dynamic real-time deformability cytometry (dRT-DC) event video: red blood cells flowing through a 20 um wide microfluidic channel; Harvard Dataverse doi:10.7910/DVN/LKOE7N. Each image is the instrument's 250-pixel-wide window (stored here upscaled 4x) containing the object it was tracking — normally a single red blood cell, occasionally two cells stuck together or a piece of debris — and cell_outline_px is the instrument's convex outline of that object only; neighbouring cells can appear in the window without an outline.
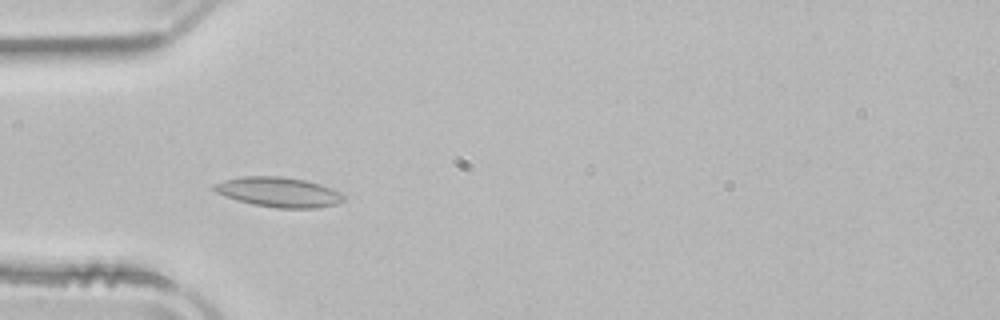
{"species": "common noctule bat (a hibernating species)", "species_latin": "Nyctalus noctula", "temperature_condition": "room temperature", "stored_images_in_passage": 40, "camera_frame_rate_fps": 3000, "um_per_image_px": 0.085, "animal": {"sex": "male", "body_mass_g": 21.5, "forearm_length_mm": 52.0}, "frame": {"image": 1, "passage_image": 4, "time_ms": 1.0, "image_size_px": [1000, 320], "cell_outline_px": [[344, 200], [336, 204], [316, 208], [276, 208], [252, 204], [236, 200], [224, 196], [216, 192], [212, 188], [212, 184], [224, 180], [244, 176], [280, 176], [304, 180], [320, 184], [340, 192], [344, 196]], "centroid_in_image_um": [23.65, 16.33], "position_along_channel_um": 61.3, "area_um2": 22.54}}
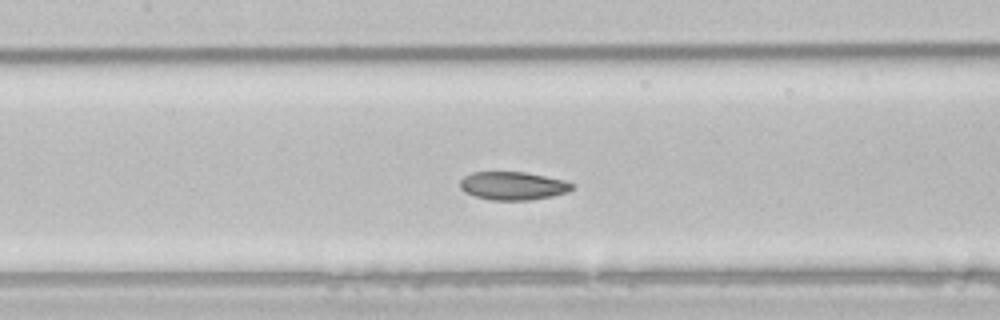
{"frame": {"image": 2, "passage_image": 12, "time_ms": 3.667, "image_size_px": [1000, 320], "cell_outline_px": [[576, 188], [568, 192], [552, 196], [532, 200], [492, 200], [476, 196], [464, 192], [460, 188], [460, 180], [464, 176], [472, 172], [524, 172], [564, 180], [576, 184]], "centroid_in_image_um": [43.63, 15.79], "position_along_channel_um": 163.8, "area_um2": 18.55}}
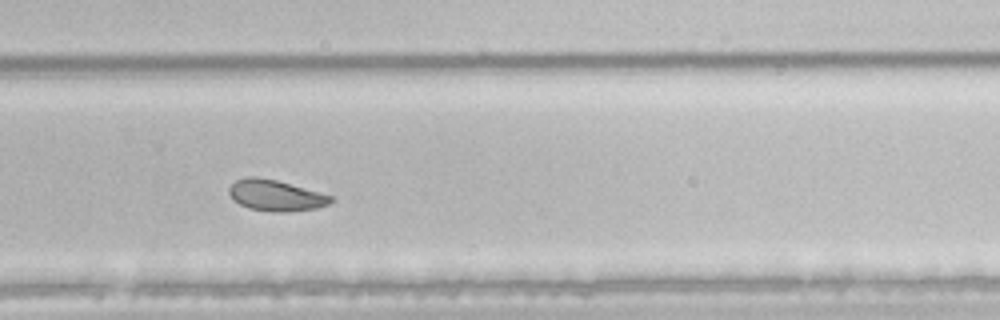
{"frame": {"image": 3, "passage_image": 23, "time_ms": 7.333, "image_size_px": [1000, 320], "cell_outline_px": [[332, 200], [328, 204], [316, 208], [288, 212], [272, 212], [248, 208], [232, 200], [228, 192], [228, 188], [236, 180], [244, 176], [256, 176], [276, 180], [332, 196]], "centroid_in_image_um": [23.36, 16.61], "position_along_channel_um": 306.4, "area_um2": 18.38}, "authors_computed_cell_mechanics": {"area_um2": 19.8254, "velocity_mm_per_s": 3.9031, "shape_relaxation_time_tau1_ms": 5.9554, "shape_relaxation_time_tau2_ms": 3.0734, "deformation_change_tau1": 0.1139, "deformation_change_tau2": 0.0614}}